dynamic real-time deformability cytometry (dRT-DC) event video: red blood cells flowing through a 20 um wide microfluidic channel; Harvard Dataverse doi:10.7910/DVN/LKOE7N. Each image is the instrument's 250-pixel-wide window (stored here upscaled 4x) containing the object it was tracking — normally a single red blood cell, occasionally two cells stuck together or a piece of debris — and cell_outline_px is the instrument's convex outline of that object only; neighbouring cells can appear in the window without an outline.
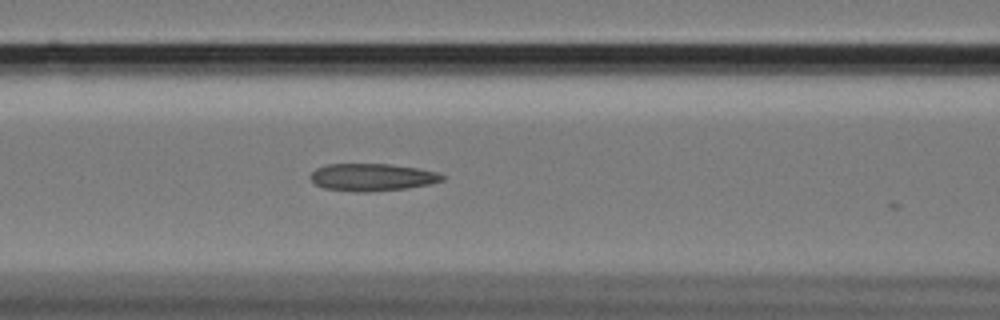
{"species": "Egyptian fruit bat (a non-hibernating species)", "species_latin": "Rousettus aegyptiacus", "temperature_condition": "cold", "stored_images_in_passage": 29, "camera_frame_rate_fps": 3000, "um_per_image_px": 0.085, "animal": {"sex": "female"}, "frame": {"image": 1, "passage_image": 24, "time_ms": 7.667, "image_size_px": [1000, 320], "cell_outline_px": [[448, 176], [444, 180], [428, 184], [408, 188], [368, 192], [356, 192], [324, 188], [316, 184], [308, 176], [316, 168], [328, 164], [388, 164], [416, 168], [440, 172]], "centroid_in_image_um": [31.66, 15.06], "position_along_channel_um": 134.9, "area_um2": 21.15}}
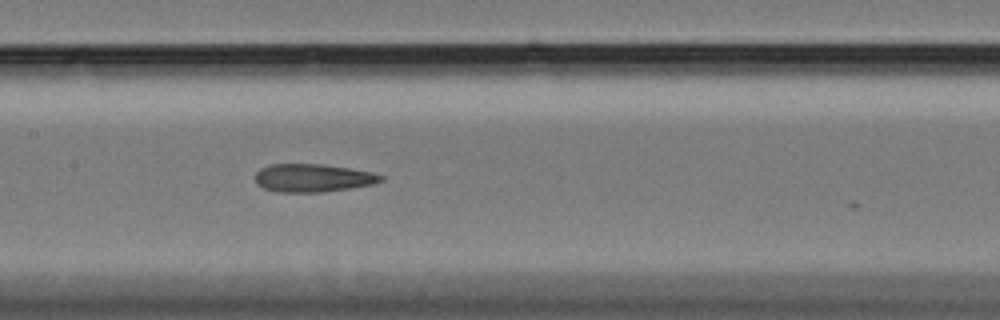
{"frame": {"image": 2, "passage_image": 28, "time_ms": 9.0, "image_size_px": [1000, 320], "cell_outline_px": [[384, 180], [372, 184], [324, 192], [276, 192], [264, 188], [256, 184], [256, 172], [260, 168], [272, 164], [324, 164], [372, 172], [384, 176]], "centroid_in_image_um": [26.58, 15.12], "position_along_channel_um": 180.8, "area_um2": 20.52}}